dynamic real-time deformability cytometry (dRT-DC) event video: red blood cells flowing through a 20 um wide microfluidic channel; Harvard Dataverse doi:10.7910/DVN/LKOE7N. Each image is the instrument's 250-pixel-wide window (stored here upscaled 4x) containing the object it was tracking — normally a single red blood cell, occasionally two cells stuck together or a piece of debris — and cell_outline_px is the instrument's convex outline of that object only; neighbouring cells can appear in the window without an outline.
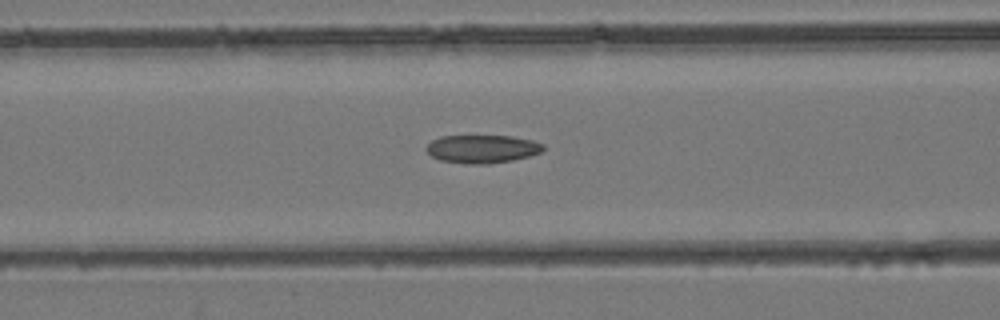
{"species": "common noctule bat (a hibernating species)", "species_latin": "Nyctalus noctula", "temperature_condition": "room temperature", "stored_images_in_passage": 45, "camera_frame_rate_fps": 3000, "um_per_image_px": 0.085, "animal": {"sex": "female", "body_mass_g": 24.6, "forearm_length_mm": 56.2}, "frame": {"image": 1, "passage_image": 19, "time_ms": 6.0, "image_size_px": [1000, 320], "cell_outline_px": [[544, 148], [540, 152], [528, 156], [512, 160], [488, 164], [468, 164], [440, 160], [432, 156], [424, 148], [432, 140], [440, 136], [512, 136], [532, 140], [544, 144]], "centroid_in_image_um": [40.97, 12.65], "position_along_channel_um": 125.6, "area_um2": 19.13}}
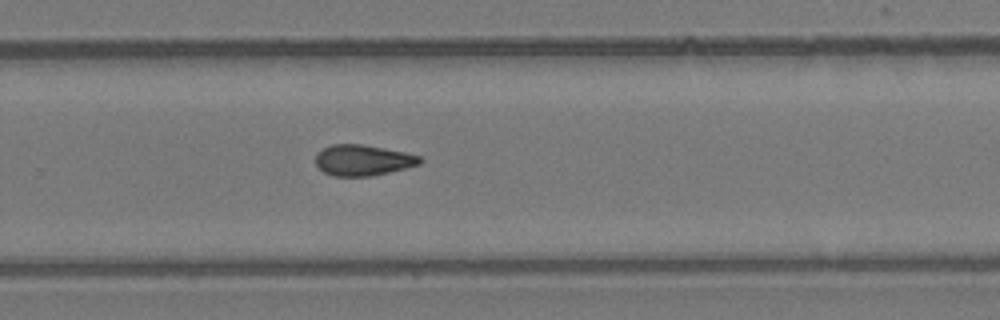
{"frame": {"image": 2, "passage_image": 30, "time_ms": 9.667, "image_size_px": [1000, 320], "cell_outline_px": [[424, 160], [420, 164], [372, 176], [332, 176], [324, 172], [316, 164], [316, 152], [332, 144], [364, 144], [404, 152], [420, 156]], "centroid_in_image_um": [30.84, 13.61], "position_along_channel_um": 299.0, "area_um2": 18.73}}
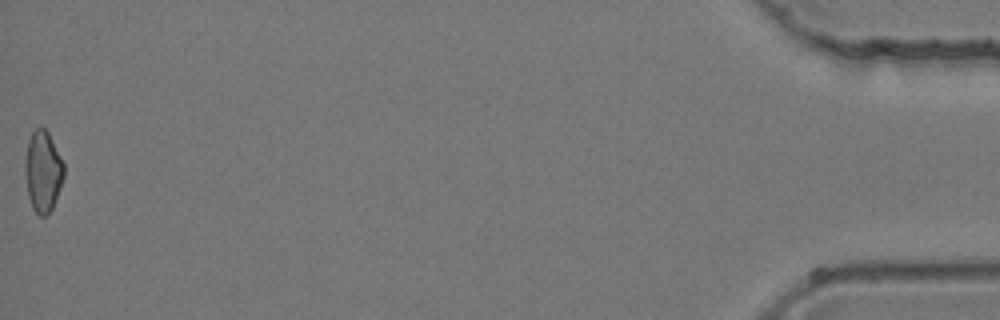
{"frame": {"image": 3, "passage_image": 45, "time_ms": 14.667, "image_size_px": [1000, 320], "cell_outline_px": [[64, 176], [52, 208], [44, 216], [40, 216], [32, 208], [28, 196], [24, 172], [24, 164], [28, 140], [32, 132], [36, 128], [44, 128], [48, 132], [64, 164]], "centroid_in_image_um": [3.63, 14.56], "position_along_channel_um": 431.6, "area_um2": 18.21}}